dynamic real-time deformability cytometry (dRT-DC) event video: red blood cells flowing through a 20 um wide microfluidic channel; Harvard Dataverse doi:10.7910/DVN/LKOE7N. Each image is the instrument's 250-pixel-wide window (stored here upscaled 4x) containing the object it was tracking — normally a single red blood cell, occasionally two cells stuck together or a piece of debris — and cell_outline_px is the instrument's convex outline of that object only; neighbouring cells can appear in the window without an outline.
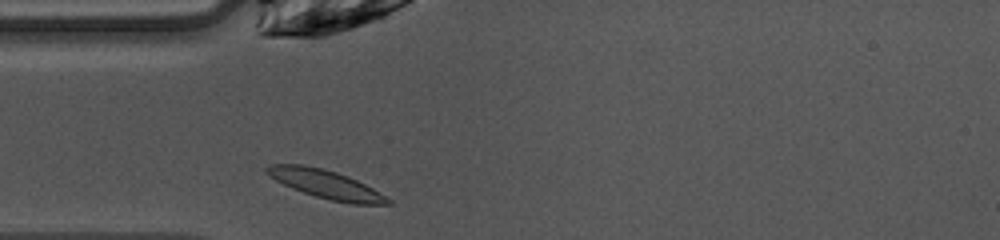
{"species": "common noctule bat (a hibernating species)", "species_latin": "Nyctalus noctula", "temperature_condition": "warm", "stored_images_in_passage": 28, "camera_frame_rate_fps": 3000, "um_per_image_px": 0.085, "animal": {"sex": "female", "body_mass_g": 10.0, "forearm_length_mm": 53.1}, "frame": {"image": 1, "passage_image": 1, "time_ms": 0.0, "image_size_px": [1000, 240], "cell_outline_px": [[392, 204], [352, 204], [332, 200], [316, 196], [292, 188], [276, 180], [264, 172], [264, 168], [268, 164], [304, 164], [336, 172], [348, 176], [372, 188], [392, 200]], "centroid_in_image_um": [27.67, 15.65], "position_along_channel_um": 57.3, "area_um2": 19.88}}
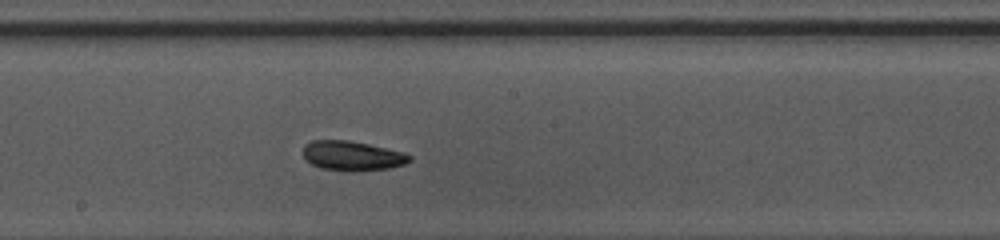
{"frame": {"image": 2, "passage_image": 13, "time_ms": 4.0, "image_size_px": [1000, 240], "cell_outline_px": [[412, 160], [404, 164], [388, 168], [352, 172], [348, 172], [320, 168], [312, 164], [304, 156], [304, 144], [312, 140], [348, 140], [368, 144], [404, 152], [412, 156]], "centroid_in_image_um": [29.95, 13.25], "position_along_channel_um": 218.3, "area_um2": 18.44}}
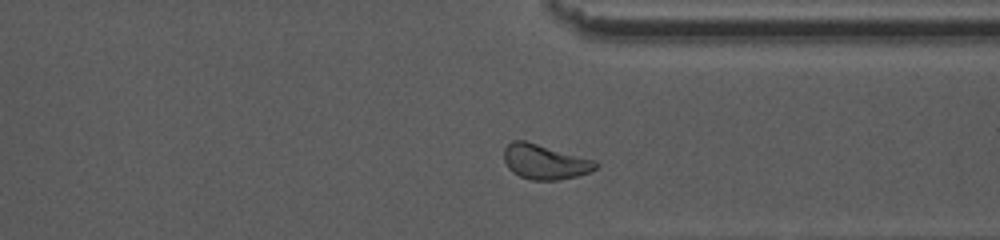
{"frame": {"image": 3, "passage_image": 24, "time_ms": 7.667, "image_size_px": [1000, 240], "cell_outline_px": [[600, 164], [596, 168], [588, 172], [576, 176], [556, 180], [532, 180], [520, 176], [512, 172], [508, 168], [504, 160], [504, 148], [512, 140], [524, 140], [596, 160]], "centroid_in_image_um": [46.3, 13.75], "position_along_channel_um": 365.1, "area_um2": 18.61}, "authors_computed_cell_mechanics": {"area_um2": 18.3804, "velocity_mm_per_s": 4.0269, "shape_relaxation_time_tau1_ms": 4.852, "shape_relaxation_time_tau2_ms": 2.1973, "deformation_change_tau1": 0.0965, "deformation_change_tau2": 0.0625}}